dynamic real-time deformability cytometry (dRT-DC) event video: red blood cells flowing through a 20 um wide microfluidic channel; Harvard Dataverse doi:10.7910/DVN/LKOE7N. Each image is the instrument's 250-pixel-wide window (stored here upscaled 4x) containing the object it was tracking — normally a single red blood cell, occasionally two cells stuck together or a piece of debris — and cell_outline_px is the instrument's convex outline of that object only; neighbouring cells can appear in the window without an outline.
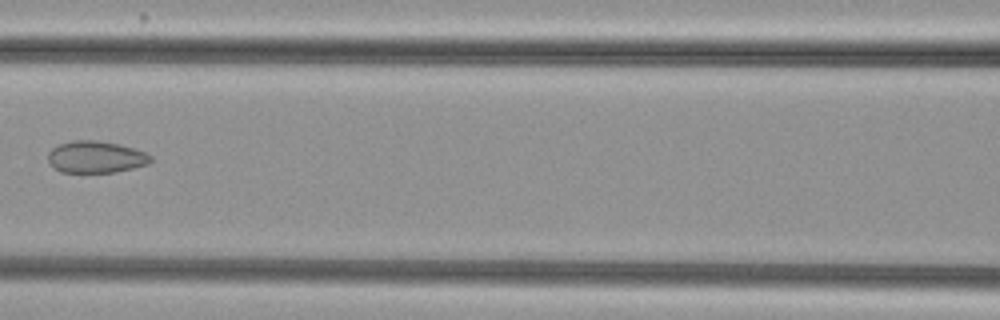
{"species": "common noctule bat (a hibernating species)", "species_latin": "Nyctalus noctula", "temperature_condition": "cold", "stored_images_in_passage": 8, "camera_frame_rate_fps": 3000, "um_per_image_px": 0.085, "animal": {"sex": "female", "body_mass_g": 29.2, "forearm_length_mm": 56.3}, "frame": {"image": 1, "passage_image": 8, "time_ms": 2.333, "image_size_px": [1000, 320], "cell_outline_px": [[152, 160], [148, 164], [132, 168], [112, 172], [60, 172], [48, 160], [48, 152], [52, 148], [60, 144], [72, 140], [96, 140], [116, 144], [132, 148], [144, 152], [152, 156]], "centroid_in_image_um": [8.13, 13.34], "position_along_channel_um": 158.5, "area_um2": 18.79}}